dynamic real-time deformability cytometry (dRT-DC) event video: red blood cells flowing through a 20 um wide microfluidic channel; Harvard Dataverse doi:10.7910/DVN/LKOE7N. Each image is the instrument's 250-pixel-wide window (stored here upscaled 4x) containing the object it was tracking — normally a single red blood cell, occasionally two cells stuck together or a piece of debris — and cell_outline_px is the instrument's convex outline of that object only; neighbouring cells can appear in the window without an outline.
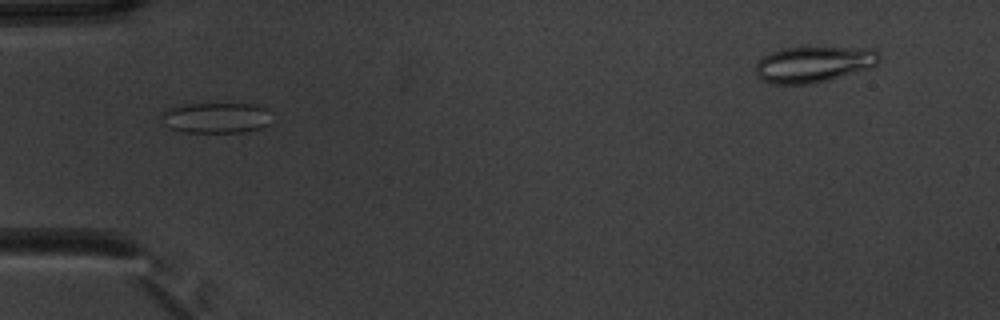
{"species": "common noctule bat (a hibernating species)", "species_latin": "Nyctalus noctula", "temperature_condition": "warm", "stored_images_in_passage": 39, "segment_of_instrument_passage": [1, 2], "camera_frame_rate_fps": 3000, "um_per_image_px": 0.085, "animal": {"sex": "male", "body_mass_g": 20.1, "forearm_length_mm": 53.5}, "frame": {"image": 1, "passage_image": 3, "time_ms": 0.667, "image_size_px": [1000, 320], "cell_outline_px": [[268, 124], [260, 128], [244, 132], [184, 132], [172, 128], [164, 124], [164, 112], [168, 108], [188, 104], [256, 104], [264, 108]], "centroid_in_image_um": [18.34, 10.02], "position_along_channel_um": 66.7, "area_um2": 19.02}}
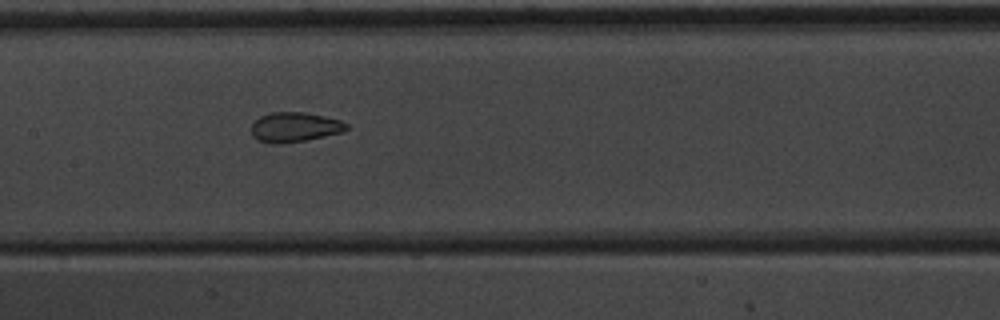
{"frame": {"image": 2, "passage_image": 12, "time_ms": 3.667, "image_size_px": [1000, 320], "cell_outline_px": [[348, 128], [344, 132], [304, 140], [280, 144], [272, 144], [256, 140], [252, 136], [252, 124], [260, 116], [272, 112], [304, 112], [324, 116], [340, 120], [348, 124]], "centroid_in_image_um": [25.04, 10.81], "position_along_channel_um": 182.4, "area_um2": 16.53}}
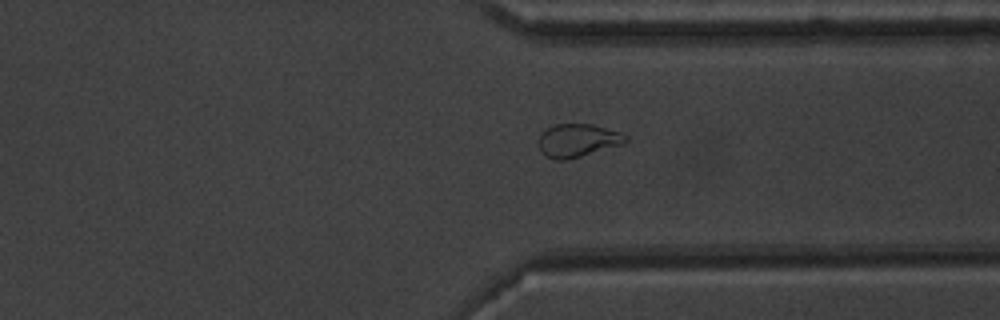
{"frame": {"image": 3, "passage_image": 26, "time_ms": 8.333, "image_size_px": [1000, 320], "cell_outline_px": [[628, 140], [624, 144], [568, 160], [556, 160], [544, 156], [540, 152], [540, 136], [548, 128], [556, 124], [592, 124], [620, 132], [628, 136]], "centroid_in_image_um": [49.14, 11.95], "position_along_channel_um": 362.3, "area_um2": 16.82}}